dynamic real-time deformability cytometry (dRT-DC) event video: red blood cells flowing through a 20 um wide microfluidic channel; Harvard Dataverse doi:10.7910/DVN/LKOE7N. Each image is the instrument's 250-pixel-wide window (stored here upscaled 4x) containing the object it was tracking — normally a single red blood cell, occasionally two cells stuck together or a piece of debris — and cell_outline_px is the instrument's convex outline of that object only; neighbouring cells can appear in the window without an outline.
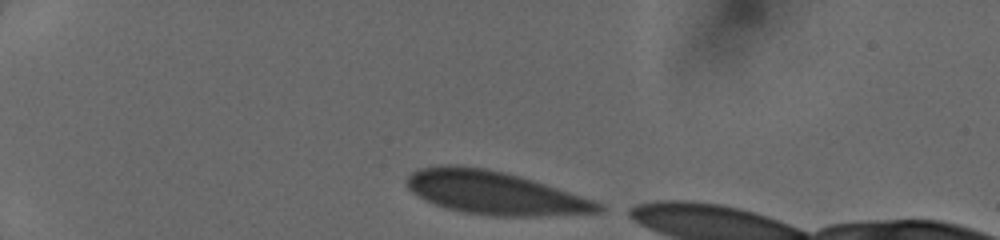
{"species": "human", "species_latin": "Homo sapiens", "temperature_condition": "cold", "stored_images_in_passage": 10, "camera_frame_rate_fps": 3000, "um_per_image_px": 0.085, "donor": {"sex": "female"}, "frame": {"image": 1, "passage_image": 1, "time_ms": 0.0, "image_size_px": [1000, 240], "cell_outline_px": [[604, 208], [600, 212], [532, 216], [496, 216], [464, 212], [444, 208], [424, 200], [412, 192], [408, 188], [404, 180], [412, 172], [420, 168], [440, 164], [456, 164], [484, 168], [504, 172], [520, 176], [604, 204]], "centroid_in_image_um": [41.95, 16.38], "position_along_channel_um": 43.0, "area_um2": 47.97}}